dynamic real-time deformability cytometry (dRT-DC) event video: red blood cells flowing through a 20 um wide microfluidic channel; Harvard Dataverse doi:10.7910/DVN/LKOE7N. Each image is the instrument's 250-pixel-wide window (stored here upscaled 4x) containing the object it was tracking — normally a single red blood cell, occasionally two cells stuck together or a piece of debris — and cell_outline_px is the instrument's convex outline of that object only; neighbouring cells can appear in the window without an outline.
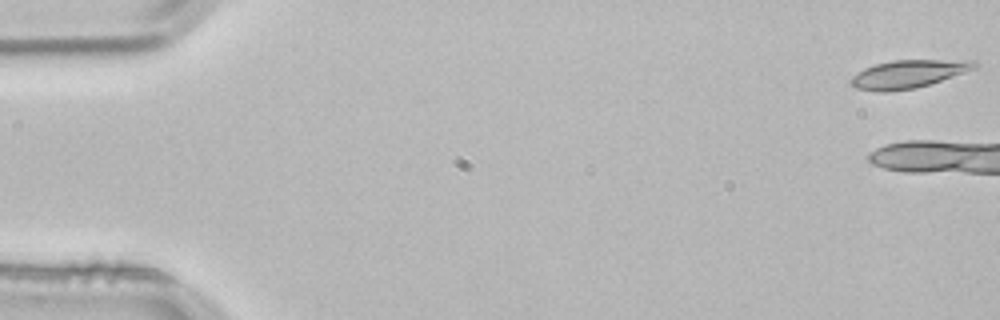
{"species": "common noctule bat (a hibernating species)", "species_latin": "Nyctalus noctula", "temperature_condition": "room temperature", "stored_images_in_passage": 3, "camera_frame_rate_fps": 3000, "um_per_image_px": 0.085, "animal": {"sex": "male", "body_mass_g": 21.5, "forearm_length_mm": 52.0}, "frame": {"image": 1, "passage_image": 1, "time_ms": 0.0, "image_size_px": [1000, 320], "cell_outline_px": [[980, 64], [976, 68], [916, 88], [888, 92], [880, 92], [856, 88], [848, 80], [852, 76], [864, 68], [876, 64], [892, 60], [976, 60]], "centroid_in_image_um": [77.2, 6.29], "position_along_channel_um": 7.8, "area_um2": 20.11}}